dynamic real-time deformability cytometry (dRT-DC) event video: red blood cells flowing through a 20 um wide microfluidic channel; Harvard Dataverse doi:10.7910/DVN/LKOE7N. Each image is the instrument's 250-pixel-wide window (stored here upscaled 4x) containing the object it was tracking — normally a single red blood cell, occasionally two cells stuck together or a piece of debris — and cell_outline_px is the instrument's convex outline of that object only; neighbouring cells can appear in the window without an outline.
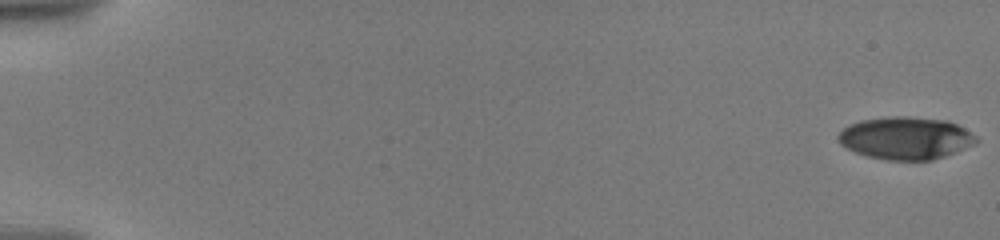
{"species": "human", "species_latin": "Homo sapiens", "temperature_condition": "warm", "stored_images_in_passage": 60, "camera_frame_rate_fps": 3000, "um_per_image_px": 0.085, "donor": {"sex": "male"}, "frame": {"image": 1, "passage_image": 1, "time_ms": 0.0, "image_size_px": [1000, 240], "cell_outline_px": [[976, 140], [972, 144], [944, 156], [932, 160], [888, 160], [868, 156], [856, 152], [840, 144], [836, 136], [844, 128], [860, 120], [892, 116], [908, 116], [948, 120], [964, 128], [976, 136]], "centroid_in_image_um": [76.95, 11.73], "position_along_channel_um": 8.0, "area_um2": 33.81}}
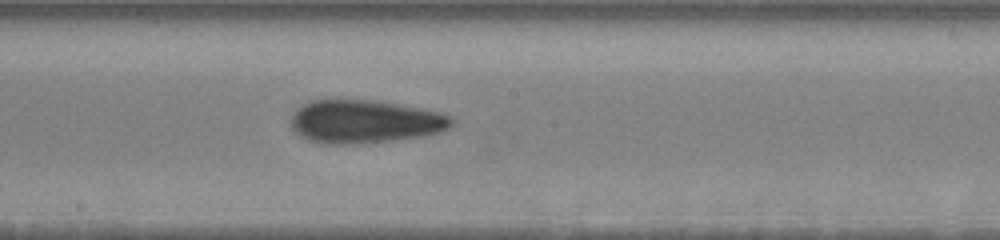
{"frame": {"image": 2, "passage_image": 34, "time_ms": 11.0, "image_size_px": [1000, 240], "cell_outline_px": [[456, 124], [444, 132], [420, 136], [388, 140], [344, 144], [328, 144], [308, 140], [300, 136], [292, 128], [292, 116], [304, 104], [312, 100], [372, 100], [420, 108], [440, 112], [456, 116]], "centroid_in_image_um": [31.1, 10.33], "position_along_channel_um": 217.1, "area_um2": 40.23}}
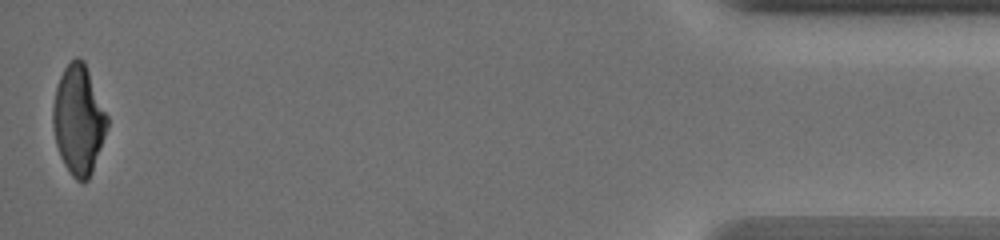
{"frame": {"image": 3, "passage_image": 60, "time_ms": 19.0, "image_size_px": [1000, 240], "cell_outline_px": [[108, 128], [92, 172], [88, 180], [84, 184], [76, 180], [72, 176], [64, 164], [60, 156], [56, 144], [52, 124], [52, 108], [56, 88], [60, 76], [64, 68], [76, 56], [84, 60], [108, 116]], "centroid_in_image_um": [6.68, 10.21], "position_along_channel_um": 428.5, "area_um2": 34.74}, "authors_computed_cell_mechanics": {"area_um2": 37.1076, "velocity_mm_per_s": 3.584, "shape_relaxation_time_tau1_ms": 8.4873, "shape_relaxation_time_tau2_ms": 1.9361, "deformation_change_tau1": 0.2622, "deformation_change_tau2": 0.0955}}